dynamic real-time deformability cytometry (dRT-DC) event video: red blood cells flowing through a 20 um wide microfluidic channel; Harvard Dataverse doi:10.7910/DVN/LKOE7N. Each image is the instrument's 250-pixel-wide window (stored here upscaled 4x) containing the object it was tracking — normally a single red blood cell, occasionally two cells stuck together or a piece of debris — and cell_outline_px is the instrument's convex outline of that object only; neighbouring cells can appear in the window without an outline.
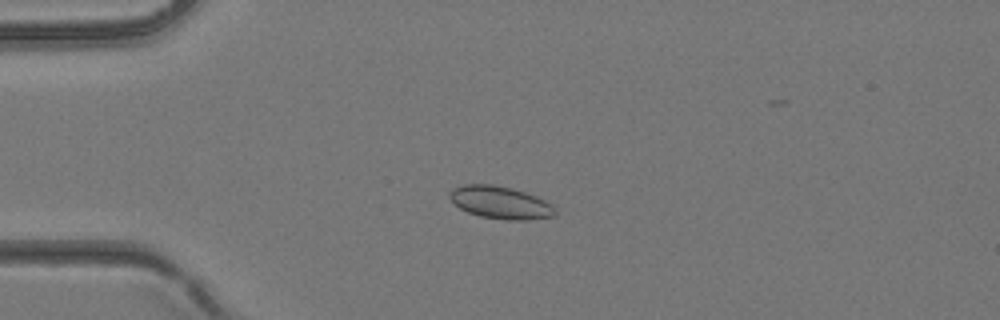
{"species": "common noctule bat (a hibernating species)", "species_latin": "Nyctalus noctula", "temperature_condition": "room temperature", "stored_images_in_passage": 5, "camera_frame_rate_fps": 3000, "um_per_image_px": 0.085, "animal": {"sex": "female", "body_mass_g": 24.6, "forearm_length_mm": 56.2}, "frame": {"image": 1, "passage_image": 3, "time_ms": 0.667, "image_size_px": [1000, 320], "cell_outline_px": [[556, 216], [528, 220], [504, 220], [480, 216], [468, 212], [460, 208], [448, 196], [448, 192], [452, 188], [464, 184], [492, 184], [512, 188], [536, 196], [552, 204], [556, 208]], "centroid_in_image_um": [42.55, 17.21], "position_along_channel_um": 42.5, "area_um2": 20.17}}
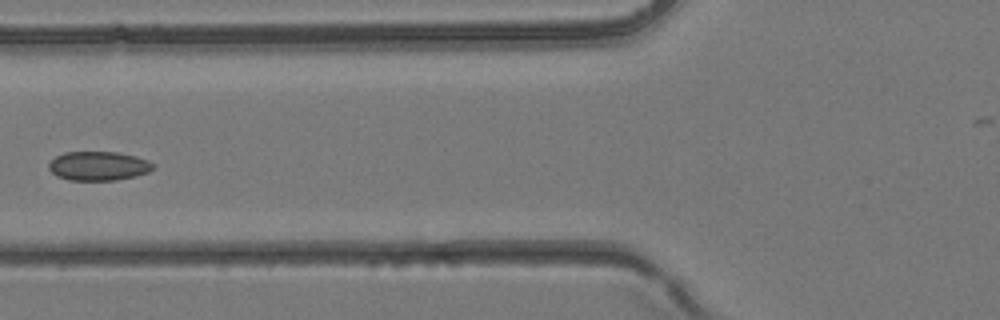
{"frame": {"image": 2, "passage_image": 5, "time_ms": 1.333, "image_size_px": [1000, 320], "cell_outline_px": [[156, 164], [148, 172], [136, 176], [116, 180], [68, 180], [56, 176], [48, 168], [48, 164], [56, 156], [64, 152], [116, 152], [136, 156], [148, 160]], "centroid_in_image_um": [8.37, 14.11], "position_along_channel_um": 117.4, "area_um2": 17.74}}